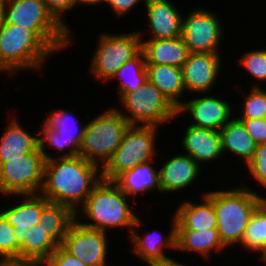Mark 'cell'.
<instances>
[{
  "label": "cell",
  "mask_w": 266,
  "mask_h": 266,
  "mask_svg": "<svg viewBox=\"0 0 266 266\" xmlns=\"http://www.w3.org/2000/svg\"><path fill=\"white\" fill-rule=\"evenodd\" d=\"M100 170L101 167L80 155L46 160L40 194L49 202L67 206L76 213L102 180Z\"/></svg>",
  "instance_id": "cell-1"
},
{
  "label": "cell",
  "mask_w": 266,
  "mask_h": 266,
  "mask_svg": "<svg viewBox=\"0 0 266 266\" xmlns=\"http://www.w3.org/2000/svg\"><path fill=\"white\" fill-rule=\"evenodd\" d=\"M234 186L230 190L204 192L213 202L217 216V231L223 245H240L251 215L266 199L250 187Z\"/></svg>",
  "instance_id": "cell-2"
},
{
  "label": "cell",
  "mask_w": 266,
  "mask_h": 266,
  "mask_svg": "<svg viewBox=\"0 0 266 266\" xmlns=\"http://www.w3.org/2000/svg\"><path fill=\"white\" fill-rule=\"evenodd\" d=\"M128 198L113 181L102 179L76 211V220L85 227L104 232L128 227L130 236L138 215L131 210ZM81 213L94 223L81 222L78 218Z\"/></svg>",
  "instance_id": "cell-3"
},
{
  "label": "cell",
  "mask_w": 266,
  "mask_h": 266,
  "mask_svg": "<svg viewBox=\"0 0 266 266\" xmlns=\"http://www.w3.org/2000/svg\"><path fill=\"white\" fill-rule=\"evenodd\" d=\"M53 52L56 51L36 31L0 23V59L13 74L26 68L41 70Z\"/></svg>",
  "instance_id": "cell-4"
},
{
  "label": "cell",
  "mask_w": 266,
  "mask_h": 266,
  "mask_svg": "<svg viewBox=\"0 0 266 266\" xmlns=\"http://www.w3.org/2000/svg\"><path fill=\"white\" fill-rule=\"evenodd\" d=\"M3 21L36 31L57 52L72 43L71 32L53 16L43 0H8Z\"/></svg>",
  "instance_id": "cell-5"
},
{
  "label": "cell",
  "mask_w": 266,
  "mask_h": 266,
  "mask_svg": "<svg viewBox=\"0 0 266 266\" xmlns=\"http://www.w3.org/2000/svg\"><path fill=\"white\" fill-rule=\"evenodd\" d=\"M129 126L116 107L107 109L86 124L79 155L102 169L121 144Z\"/></svg>",
  "instance_id": "cell-6"
},
{
  "label": "cell",
  "mask_w": 266,
  "mask_h": 266,
  "mask_svg": "<svg viewBox=\"0 0 266 266\" xmlns=\"http://www.w3.org/2000/svg\"><path fill=\"white\" fill-rule=\"evenodd\" d=\"M158 127L130 125L122 142L101 169L102 179L114 181L120 174L142 163L154 161L156 152V132Z\"/></svg>",
  "instance_id": "cell-7"
},
{
  "label": "cell",
  "mask_w": 266,
  "mask_h": 266,
  "mask_svg": "<svg viewBox=\"0 0 266 266\" xmlns=\"http://www.w3.org/2000/svg\"><path fill=\"white\" fill-rule=\"evenodd\" d=\"M119 100L121 107L129 114L121 112L118 108L117 110L129 122V125L159 127L178 117L177 109L148 80L137 90L127 92Z\"/></svg>",
  "instance_id": "cell-8"
},
{
  "label": "cell",
  "mask_w": 266,
  "mask_h": 266,
  "mask_svg": "<svg viewBox=\"0 0 266 266\" xmlns=\"http://www.w3.org/2000/svg\"><path fill=\"white\" fill-rule=\"evenodd\" d=\"M142 32L123 34L102 33L94 55L91 57L90 72L105 82L112 80L117 70L128 60L142 52Z\"/></svg>",
  "instance_id": "cell-9"
},
{
  "label": "cell",
  "mask_w": 266,
  "mask_h": 266,
  "mask_svg": "<svg viewBox=\"0 0 266 266\" xmlns=\"http://www.w3.org/2000/svg\"><path fill=\"white\" fill-rule=\"evenodd\" d=\"M45 161L38 147L20 158L0 164V193L12 198L14 195L39 194L44 182Z\"/></svg>",
  "instance_id": "cell-10"
},
{
  "label": "cell",
  "mask_w": 266,
  "mask_h": 266,
  "mask_svg": "<svg viewBox=\"0 0 266 266\" xmlns=\"http://www.w3.org/2000/svg\"><path fill=\"white\" fill-rule=\"evenodd\" d=\"M71 114H74L71 110L69 112V110L56 109L44 119L43 127L39 131V136H42L39 137V147L44 154L45 160L54 158V156H50L46 152L47 148L58 149L61 152L66 150V152L61 153L62 155L60 154L58 157L79 155L80 144L86 125L84 124V126L79 127L78 125L81 124Z\"/></svg>",
  "instance_id": "cell-11"
},
{
  "label": "cell",
  "mask_w": 266,
  "mask_h": 266,
  "mask_svg": "<svg viewBox=\"0 0 266 266\" xmlns=\"http://www.w3.org/2000/svg\"><path fill=\"white\" fill-rule=\"evenodd\" d=\"M215 12L195 8L182 16V37L190 53H220L222 26Z\"/></svg>",
  "instance_id": "cell-12"
},
{
  "label": "cell",
  "mask_w": 266,
  "mask_h": 266,
  "mask_svg": "<svg viewBox=\"0 0 266 266\" xmlns=\"http://www.w3.org/2000/svg\"><path fill=\"white\" fill-rule=\"evenodd\" d=\"M107 232L83 226L75 220L61 246L71 255L90 266H108Z\"/></svg>",
  "instance_id": "cell-13"
},
{
  "label": "cell",
  "mask_w": 266,
  "mask_h": 266,
  "mask_svg": "<svg viewBox=\"0 0 266 266\" xmlns=\"http://www.w3.org/2000/svg\"><path fill=\"white\" fill-rule=\"evenodd\" d=\"M178 116L190 113L193 122L191 126L198 128H209L221 130L233 117V108L228 101L220 97L201 96L199 98L183 101V104L177 109Z\"/></svg>",
  "instance_id": "cell-14"
},
{
  "label": "cell",
  "mask_w": 266,
  "mask_h": 266,
  "mask_svg": "<svg viewBox=\"0 0 266 266\" xmlns=\"http://www.w3.org/2000/svg\"><path fill=\"white\" fill-rule=\"evenodd\" d=\"M221 53H189L182 65L183 82L190 93H205L214 89L221 68Z\"/></svg>",
  "instance_id": "cell-15"
},
{
  "label": "cell",
  "mask_w": 266,
  "mask_h": 266,
  "mask_svg": "<svg viewBox=\"0 0 266 266\" xmlns=\"http://www.w3.org/2000/svg\"><path fill=\"white\" fill-rule=\"evenodd\" d=\"M173 221L171 224V230L167 236L161 235L155 230L147 233L145 235L137 233L136 229L140 228L143 224L141 223L140 216L137 218L134 228L129 236L130 242L132 243V252L134 255L142 258L143 261L147 263L148 266H153L155 263L161 261L165 256H167L163 251L164 247L176 250V219L175 215L172 217ZM154 233V234H153ZM158 233V234H157Z\"/></svg>",
  "instance_id": "cell-16"
},
{
  "label": "cell",
  "mask_w": 266,
  "mask_h": 266,
  "mask_svg": "<svg viewBox=\"0 0 266 266\" xmlns=\"http://www.w3.org/2000/svg\"><path fill=\"white\" fill-rule=\"evenodd\" d=\"M150 39L182 36V14L169 0H145Z\"/></svg>",
  "instance_id": "cell-17"
},
{
  "label": "cell",
  "mask_w": 266,
  "mask_h": 266,
  "mask_svg": "<svg viewBox=\"0 0 266 266\" xmlns=\"http://www.w3.org/2000/svg\"><path fill=\"white\" fill-rule=\"evenodd\" d=\"M201 166L189 155L170 157L159 169L161 193L178 192L197 180Z\"/></svg>",
  "instance_id": "cell-18"
},
{
  "label": "cell",
  "mask_w": 266,
  "mask_h": 266,
  "mask_svg": "<svg viewBox=\"0 0 266 266\" xmlns=\"http://www.w3.org/2000/svg\"><path fill=\"white\" fill-rule=\"evenodd\" d=\"M25 197V198H23ZM23 201L13 207L0 210V214L13 228L16 240L21 246L25 242L29 228L39 223L42 209L49 201L39 194L22 195Z\"/></svg>",
  "instance_id": "cell-19"
},
{
  "label": "cell",
  "mask_w": 266,
  "mask_h": 266,
  "mask_svg": "<svg viewBox=\"0 0 266 266\" xmlns=\"http://www.w3.org/2000/svg\"><path fill=\"white\" fill-rule=\"evenodd\" d=\"M181 139L182 148L199 165L216 160L223 155L221 134L219 130L187 126Z\"/></svg>",
  "instance_id": "cell-20"
},
{
  "label": "cell",
  "mask_w": 266,
  "mask_h": 266,
  "mask_svg": "<svg viewBox=\"0 0 266 266\" xmlns=\"http://www.w3.org/2000/svg\"><path fill=\"white\" fill-rule=\"evenodd\" d=\"M142 52L147 65H171L182 67L189 50L182 36L166 39H142Z\"/></svg>",
  "instance_id": "cell-21"
},
{
  "label": "cell",
  "mask_w": 266,
  "mask_h": 266,
  "mask_svg": "<svg viewBox=\"0 0 266 266\" xmlns=\"http://www.w3.org/2000/svg\"><path fill=\"white\" fill-rule=\"evenodd\" d=\"M201 203L184 201L175 210L176 230L217 229V216L213 202L202 194Z\"/></svg>",
  "instance_id": "cell-22"
},
{
  "label": "cell",
  "mask_w": 266,
  "mask_h": 266,
  "mask_svg": "<svg viewBox=\"0 0 266 266\" xmlns=\"http://www.w3.org/2000/svg\"><path fill=\"white\" fill-rule=\"evenodd\" d=\"M152 162L142 163L125 171L113 182L133 200L137 194L140 196V193L143 195L145 192H151L152 189L161 192L159 170L154 168Z\"/></svg>",
  "instance_id": "cell-23"
},
{
  "label": "cell",
  "mask_w": 266,
  "mask_h": 266,
  "mask_svg": "<svg viewBox=\"0 0 266 266\" xmlns=\"http://www.w3.org/2000/svg\"><path fill=\"white\" fill-rule=\"evenodd\" d=\"M147 79L178 109L182 104L179 98L185 92L181 67L171 65H146Z\"/></svg>",
  "instance_id": "cell-24"
},
{
  "label": "cell",
  "mask_w": 266,
  "mask_h": 266,
  "mask_svg": "<svg viewBox=\"0 0 266 266\" xmlns=\"http://www.w3.org/2000/svg\"><path fill=\"white\" fill-rule=\"evenodd\" d=\"M14 117L0 141V164L16 159L39 147V135L33 136Z\"/></svg>",
  "instance_id": "cell-25"
},
{
  "label": "cell",
  "mask_w": 266,
  "mask_h": 266,
  "mask_svg": "<svg viewBox=\"0 0 266 266\" xmlns=\"http://www.w3.org/2000/svg\"><path fill=\"white\" fill-rule=\"evenodd\" d=\"M226 248L219 238L217 229L207 230H176V250L195 252L204 258L210 256L211 251H222Z\"/></svg>",
  "instance_id": "cell-26"
},
{
  "label": "cell",
  "mask_w": 266,
  "mask_h": 266,
  "mask_svg": "<svg viewBox=\"0 0 266 266\" xmlns=\"http://www.w3.org/2000/svg\"><path fill=\"white\" fill-rule=\"evenodd\" d=\"M222 152L229 151L234 157L243 158L245 165L253 158L256 143L247 132L245 125L233 118L220 130Z\"/></svg>",
  "instance_id": "cell-27"
},
{
  "label": "cell",
  "mask_w": 266,
  "mask_h": 266,
  "mask_svg": "<svg viewBox=\"0 0 266 266\" xmlns=\"http://www.w3.org/2000/svg\"><path fill=\"white\" fill-rule=\"evenodd\" d=\"M59 244L37 224L29 228L25 242L20 246V262L42 265Z\"/></svg>",
  "instance_id": "cell-28"
},
{
  "label": "cell",
  "mask_w": 266,
  "mask_h": 266,
  "mask_svg": "<svg viewBox=\"0 0 266 266\" xmlns=\"http://www.w3.org/2000/svg\"><path fill=\"white\" fill-rule=\"evenodd\" d=\"M76 220V213L69 207L49 202L41 212L38 224L61 245L70 225Z\"/></svg>",
  "instance_id": "cell-29"
},
{
  "label": "cell",
  "mask_w": 266,
  "mask_h": 266,
  "mask_svg": "<svg viewBox=\"0 0 266 266\" xmlns=\"http://www.w3.org/2000/svg\"><path fill=\"white\" fill-rule=\"evenodd\" d=\"M145 55L141 52L135 58L125 62L115 73L112 79H117L119 82L118 93L119 99L127 92L137 90L142 86L147 79Z\"/></svg>",
  "instance_id": "cell-30"
},
{
  "label": "cell",
  "mask_w": 266,
  "mask_h": 266,
  "mask_svg": "<svg viewBox=\"0 0 266 266\" xmlns=\"http://www.w3.org/2000/svg\"><path fill=\"white\" fill-rule=\"evenodd\" d=\"M241 246L252 253H260V259L266 254V199L251 215Z\"/></svg>",
  "instance_id": "cell-31"
},
{
  "label": "cell",
  "mask_w": 266,
  "mask_h": 266,
  "mask_svg": "<svg viewBox=\"0 0 266 266\" xmlns=\"http://www.w3.org/2000/svg\"><path fill=\"white\" fill-rule=\"evenodd\" d=\"M254 84L243 99V114L237 119L266 118V90L259 87L260 83Z\"/></svg>",
  "instance_id": "cell-32"
},
{
  "label": "cell",
  "mask_w": 266,
  "mask_h": 266,
  "mask_svg": "<svg viewBox=\"0 0 266 266\" xmlns=\"http://www.w3.org/2000/svg\"><path fill=\"white\" fill-rule=\"evenodd\" d=\"M20 262V245L13 226L0 214V262Z\"/></svg>",
  "instance_id": "cell-33"
},
{
  "label": "cell",
  "mask_w": 266,
  "mask_h": 266,
  "mask_svg": "<svg viewBox=\"0 0 266 266\" xmlns=\"http://www.w3.org/2000/svg\"><path fill=\"white\" fill-rule=\"evenodd\" d=\"M238 58L237 62L241 68H244L257 82H266V48L245 52Z\"/></svg>",
  "instance_id": "cell-34"
},
{
  "label": "cell",
  "mask_w": 266,
  "mask_h": 266,
  "mask_svg": "<svg viewBox=\"0 0 266 266\" xmlns=\"http://www.w3.org/2000/svg\"><path fill=\"white\" fill-rule=\"evenodd\" d=\"M249 175L266 188V143L256 145L253 158L246 164Z\"/></svg>",
  "instance_id": "cell-35"
},
{
  "label": "cell",
  "mask_w": 266,
  "mask_h": 266,
  "mask_svg": "<svg viewBox=\"0 0 266 266\" xmlns=\"http://www.w3.org/2000/svg\"><path fill=\"white\" fill-rule=\"evenodd\" d=\"M41 266H90L68 253L61 245Z\"/></svg>",
  "instance_id": "cell-36"
},
{
  "label": "cell",
  "mask_w": 266,
  "mask_h": 266,
  "mask_svg": "<svg viewBox=\"0 0 266 266\" xmlns=\"http://www.w3.org/2000/svg\"><path fill=\"white\" fill-rule=\"evenodd\" d=\"M243 122L247 132L256 145L266 143V118L238 119Z\"/></svg>",
  "instance_id": "cell-37"
},
{
  "label": "cell",
  "mask_w": 266,
  "mask_h": 266,
  "mask_svg": "<svg viewBox=\"0 0 266 266\" xmlns=\"http://www.w3.org/2000/svg\"><path fill=\"white\" fill-rule=\"evenodd\" d=\"M46 4L47 9L53 14V16L63 24L70 32L71 28L66 25L63 13L68 12L70 9L74 8L77 4L76 0H43Z\"/></svg>",
  "instance_id": "cell-38"
},
{
  "label": "cell",
  "mask_w": 266,
  "mask_h": 266,
  "mask_svg": "<svg viewBox=\"0 0 266 266\" xmlns=\"http://www.w3.org/2000/svg\"><path fill=\"white\" fill-rule=\"evenodd\" d=\"M142 1L143 0H105L104 3L108 4L112 8V12L119 18L125 16L126 13L133 10V8Z\"/></svg>",
  "instance_id": "cell-39"
},
{
  "label": "cell",
  "mask_w": 266,
  "mask_h": 266,
  "mask_svg": "<svg viewBox=\"0 0 266 266\" xmlns=\"http://www.w3.org/2000/svg\"><path fill=\"white\" fill-rule=\"evenodd\" d=\"M153 266H186L169 256H165L161 261L155 263Z\"/></svg>",
  "instance_id": "cell-40"
},
{
  "label": "cell",
  "mask_w": 266,
  "mask_h": 266,
  "mask_svg": "<svg viewBox=\"0 0 266 266\" xmlns=\"http://www.w3.org/2000/svg\"><path fill=\"white\" fill-rule=\"evenodd\" d=\"M0 266H41V265L30 262L4 261L0 262Z\"/></svg>",
  "instance_id": "cell-41"
},
{
  "label": "cell",
  "mask_w": 266,
  "mask_h": 266,
  "mask_svg": "<svg viewBox=\"0 0 266 266\" xmlns=\"http://www.w3.org/2000/svg\"><path fill=\"white\" fill-rule=\"evenodd\" d=\"M77 1V4L78 6H80L81 4H87V5H102L104 4L105 0H76Z\"/></svg>",
  "instance_id": "cell-42"
},
{
  "label": "cell",
  "mask_w": 266,
  "mask_h": 266,
  "mask_svg": "<svg viewBox=\"0 0 266 266\" xmlns=\"http://www.w3.org/2000/svg\"><path fill=\"white\" fill-rule=\"evenodd\" d=\"M7 1L8 0H0V23L4 20Z\"/></svg>",
  "instance_id": "cell-43"
},
{
  "label": "cell",
  "mask_w": 266,
  "mask_h": 266,
  "mask_svg": "<svg viewBox=\"0 0 266 266\" xmlns=\"http://www.w3.org/2000/svg\"><path fill=\"white\" fill-rule=\"evenodd\" d=\"M5 73L7 72V74L14 75L6 66L5 64L2 62V60L0 59V73Z\"/></svg>",
  "instance_id": "cell-44"
}]
</instances>
